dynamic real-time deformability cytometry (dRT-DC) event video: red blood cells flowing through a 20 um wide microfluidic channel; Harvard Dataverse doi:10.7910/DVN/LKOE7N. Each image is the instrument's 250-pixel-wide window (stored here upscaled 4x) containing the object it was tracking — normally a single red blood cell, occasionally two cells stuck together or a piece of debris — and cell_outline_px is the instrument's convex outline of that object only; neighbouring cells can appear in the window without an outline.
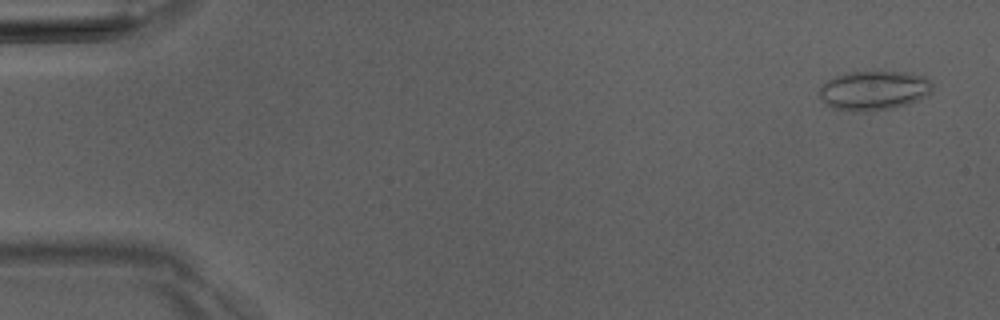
{"species": "Egyptian fruit bat (a non-hibernating species)", "species_latin": "Rousettus aegyptiacus", "temperature_condition": "room temperature", "stored_images_in_passage": 4, "camera_frame_rate_fps": 3000, "um_per_image_px": 0.085, "animal": {"sex": "male"}, "frame": {"image": 1, "passage_image": 1, "time_ms": 0.0, "image_size_px": [1000, 320], "cell_outline_px": [[932, 92], [928, 96], [920, 100], [892, 108], [864, 112], [860, 112], [832, 108], [820, 100], [820, 84], [836, 76], [848, 72], [908, 72], [928, 76], [932, 84]], "centroid_in_image_um": [74.31, 7.69], "position_along_channel_um": 10.7, "area_um2": 26.3}}